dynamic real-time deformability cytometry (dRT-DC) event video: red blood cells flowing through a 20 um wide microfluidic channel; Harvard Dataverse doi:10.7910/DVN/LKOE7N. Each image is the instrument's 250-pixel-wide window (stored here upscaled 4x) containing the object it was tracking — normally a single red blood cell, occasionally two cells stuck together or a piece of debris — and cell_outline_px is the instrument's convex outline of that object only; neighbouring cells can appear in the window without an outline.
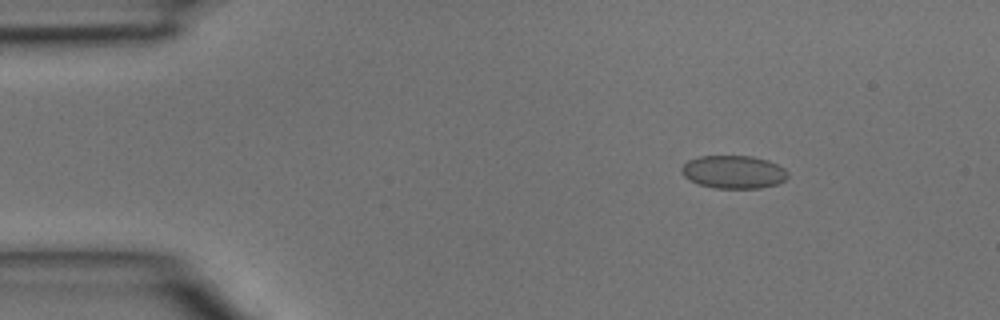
{"species": "common noctule bat (a hibernating species)", "species_latin": "Nyctalus noctula", "temperature_condition": "room temperature", "stored_images_in_passage": 4, "camera_frame_rate_fps": 3000, "um_per_image_px": 0.085, "animal": {"sex": "male", "body_mass_g": 15.6}, "frame": {"image": 1, "passage_image": 2, "time_ms": 0.333, "image_size_px": [1000, 320], "cell_outline_px": [[788, 176], [784, 180], [776, 184], [760, 188], [716, 188], [700, 184], [684, 176], [680, 172], [680, 168], [688, 160], [700, 156], [752, 156], [768, 160], [784, 168], [788, 172]], "centroid_in_image_um": [62.35, 14.61], "position_along_channel_um": 22.6, "area_um2": 20.35}}
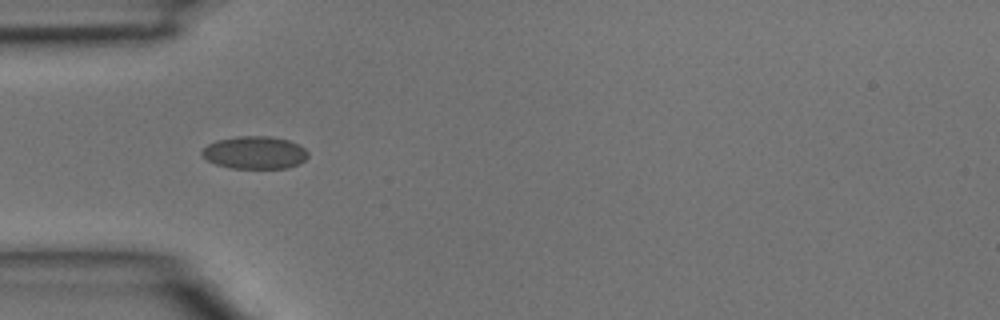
{"frame": {"image": 2, "passage_image": 4, "time_ms": 1.0, "image_size_px": [1000, 320], "cell_outline_px": [[308, 156], [300, 164], [288, 168], [232, 168], [216, 164], [208, 160], [200, 152], [208, 144], [216, 140], [236, 136], [268, 136], [288, 140], [300, 144], [308, 152]], "centroid_in_image_um": [21.68, 12.96], "position_along_channel_um": 63.3, "area_um2": 20.23}}